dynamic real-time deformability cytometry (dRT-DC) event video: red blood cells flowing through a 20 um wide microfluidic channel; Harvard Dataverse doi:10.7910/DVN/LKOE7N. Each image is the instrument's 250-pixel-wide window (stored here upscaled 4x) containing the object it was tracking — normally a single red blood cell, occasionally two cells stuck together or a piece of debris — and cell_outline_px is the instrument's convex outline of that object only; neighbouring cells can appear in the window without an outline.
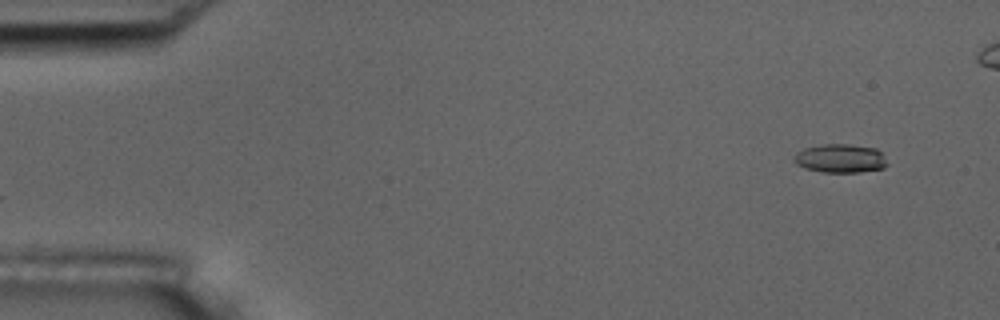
{"species": "common noctule bat (a hibernating species)", "species_latin": "Nyctalus noctula", "temperature_condition": "room temperature", "stored_images_in_passage": 47, "camera_frame_rate_fps": 3000, "um_per_image_px": 0.085, "animal": {"sex": "male", "body_mass_g": 17.5, "forearm_length_mm": 52.3}, "frame": {"image": 1, "passage_image": 1, "time_ms": 0.0, "image_size_px": [1000, 320], "cell_outline_px": [[888, 164], [884, 168], [860, 172], [820, 172], [804, 168], [796, 164], [796, 152], [804, 148], [820, 144], [848, 144], [876, 148], [880, 152]], "centroid_in_image_um": [71.43, 13.46], "position_along_channel_um": 13.6, "area_um2": 15.55}}
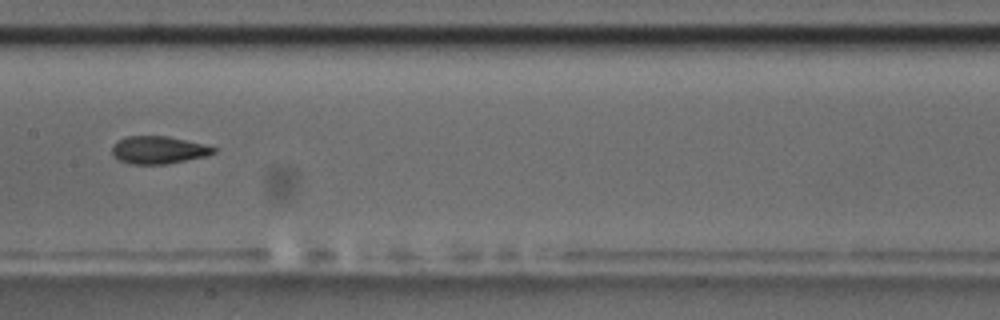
{"frame": {"image": 2, "passage_image": 25, "time_ms": 8.0, "image_size_px": [1000, 320], "cell_outline_px": [[216, 152], [208, 156], [168, 164], [132, 164], [120, 160], [112, 156], [112, 144], [116, 140], [128, 136], [168, 136], [204, 144], [216, 148]], "centroid_in_image_um": [13.46, 12.75], "position_along_channel_um": 193.9, "area_um2": 16.53}}
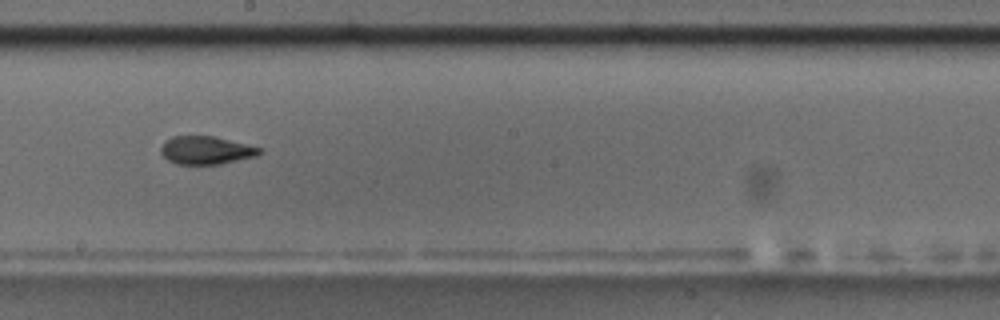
{"frame": {"image": 3, "passage_image": 28, "time_ms": 9.0, "image_size_px": [1000, 320], "cell_outline_px": [[264, 152], [256, 156], [220, 164], [176, 164], [168, 160], [160, 152], [160, 148], [172, 136], [212, 136], [260, 148]], "centroid_in_image_um": [17.51, 12.78], "position_along_channel_um": 230.7, "area_um2": 15.84}}